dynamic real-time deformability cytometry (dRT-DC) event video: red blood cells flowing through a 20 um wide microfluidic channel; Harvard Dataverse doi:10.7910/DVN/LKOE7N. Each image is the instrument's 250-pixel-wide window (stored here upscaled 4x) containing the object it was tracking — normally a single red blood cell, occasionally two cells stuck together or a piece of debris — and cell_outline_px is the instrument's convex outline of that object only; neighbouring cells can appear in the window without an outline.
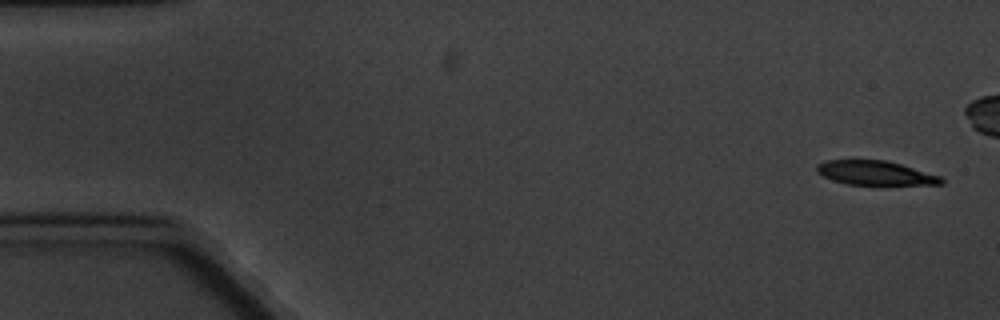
{"species": "common noctule bat (a hibernating species)", "species_latin": "Nyctalus noctula", "temperature_condition": "cold", "stored_images_in_passage": 7, "camera_frame_rate_fps": 3000, "um_per_image_px": 0.085, "animal": {"sex": "male", "body_mass_g": 20.1, "forearm_length_mm": 53.5}, "frame": {"image": 1, "passage_image": 1, "time_ms": 0.0, "image_size_px": [1000, 320], "cell_outline_px": [[944, 184], [844, 184], [832, 180], [816, 172], [816, 164], [824, 160], [884, 160], [900, 164], [940, 176], [944, 180]], "centroid_in_image_um": [74.33, 14.69], "position_along_channel_um": 10.7, "area_um2": 17.34}}